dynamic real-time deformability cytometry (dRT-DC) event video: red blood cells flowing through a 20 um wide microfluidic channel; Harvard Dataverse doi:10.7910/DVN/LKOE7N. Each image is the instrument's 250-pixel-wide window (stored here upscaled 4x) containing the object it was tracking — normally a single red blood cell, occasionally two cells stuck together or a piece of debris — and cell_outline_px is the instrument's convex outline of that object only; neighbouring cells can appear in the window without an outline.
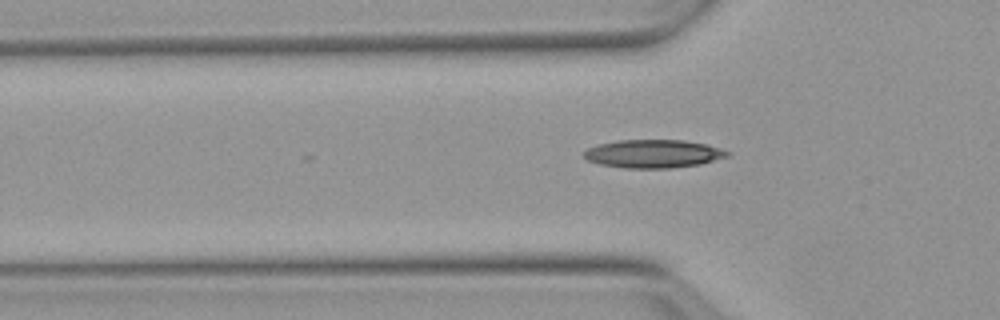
{"species": "Egyptian fruit bat (a non-hibernating species)", "species_latin": "Rousettus aegyptiacus", "temperature_condition": "warm", "stored_images_in_passage": 23, "camera_frame_rate_fps": 3000, "um_per_image_px": 0.085, "animal": {"sex": "female"}, "frame": {"image": 1, "passage_image": 10, "time_ms": 3.0, "image_size_px": [1000, 320], "cell_outline_px": [[728, 156], [700, 164], [672, 168], [624, 168], [600, 164], [588, 160], [584, 156], [584, 152], [588, 148], [600, 144], [616, 140], [684, 140], [704, 144], [720, 148], [728, 152]], "centroid_in_image_um": [55.51, 13.07], "position_along_channel_um": 70.3, "area_um2": 23.35}}
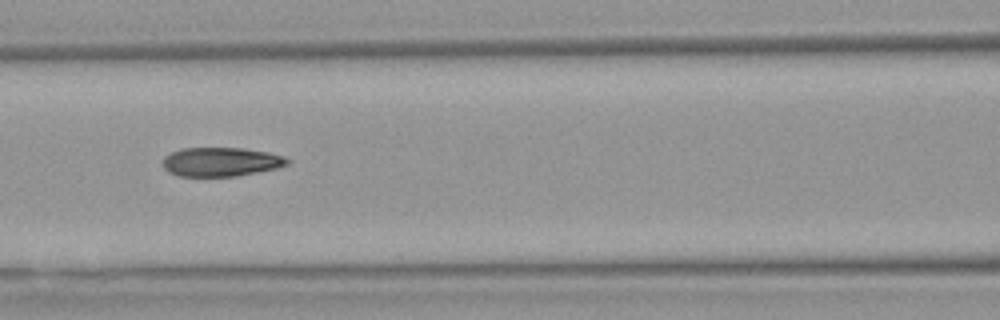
{"frame": {"image": 2, "passage_image": 16, "time_ms": 5.0, "image_size_px": [1000, 320], "cell_outline_px": [[292, 160], [288, 164], [276, 168], [236, 176], [180, 176], [168, 172], [164, 168], [164, 156], [180, 148], [244, 148], [268, 152], [284, 156]], "centroid_in_image_um": [18.8, 13.75], "position_along_channel_um": 147.8, "area_um2": 21.04}}
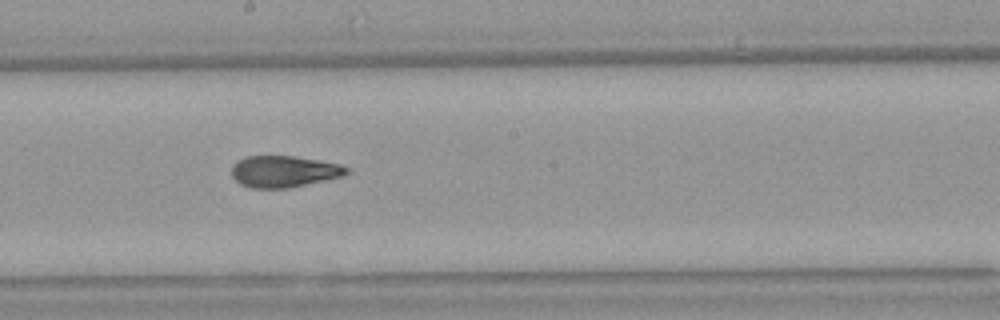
{"frame": {"image": 3, "passage_image": 22, "time_ms": 7.0, "image_size_px": [1000, 320], "cell_outline_px": [[352, 172], [344, 176], [288, 188], [252, 188], [240, 184], [232, 176], [232, 164], [248, 156], [296, 156], [320, 160], [340, 164], [348, 168]], "centroid_in_image_um": [24.17, 14.57], "position_along_channel_um": 224.0, "area_um2": 21.21}}